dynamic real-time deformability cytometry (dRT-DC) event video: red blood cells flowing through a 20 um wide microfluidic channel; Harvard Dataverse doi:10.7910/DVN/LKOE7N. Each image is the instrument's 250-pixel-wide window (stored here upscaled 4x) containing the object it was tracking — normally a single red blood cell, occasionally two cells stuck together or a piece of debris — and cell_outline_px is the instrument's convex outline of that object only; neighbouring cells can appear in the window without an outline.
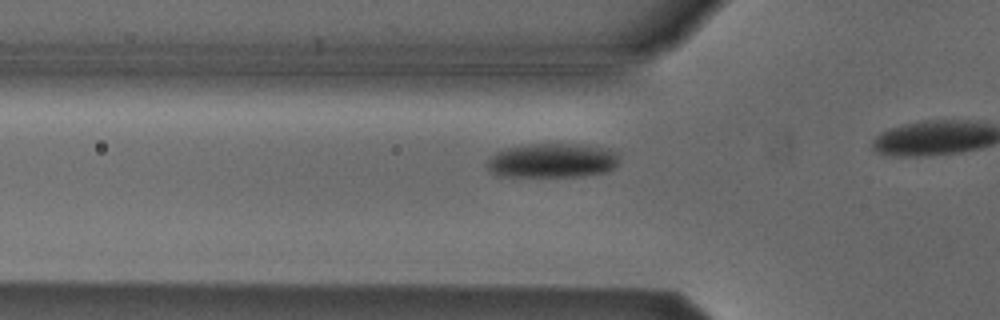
{"species": "Egyptian fruit bat (a non-hibernating species)", "species_latin": "Rousettus aegyptiacus", "temperature_condition": "cold", "stored_images_in_passage": 18, "camera_frame_rate_fps": 3000, "um_per_image_px": 0.085, "animal": {"sex": "male"}, "frame": {"image": 1, "passage_image": 13, "time_ms": 4.0, "image_size_px": [1000, 320], "cell_outline_px": [[620, 160], [608, 172], [580, 176], [496, 176], [488, 168], [488, 160], [496, 152], [508, 148], [532, 144], [588, 144], [608, 148], [616, 152]], "centroid_in_image_um": [47.0, 13.64], "position_along_channel_um": 78.8, "area_um2": 26.47}}
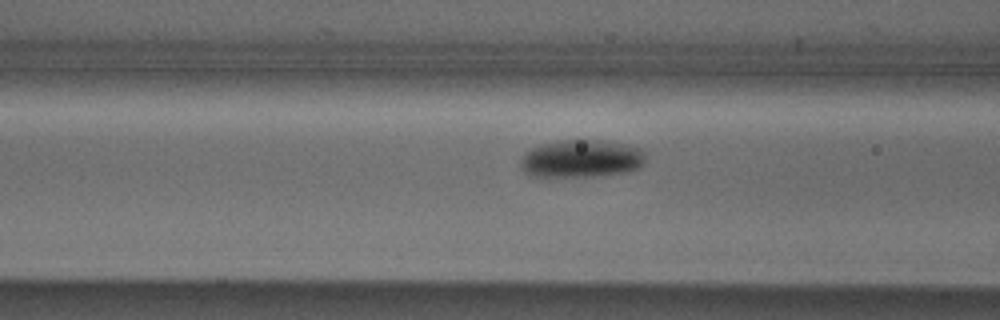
{"frame": {"image": 2, "passage_image": 16, "time_ms": 5.0, "image_size_px": [1000, 320], "cell_outline_px": [[644, 164], [640, 168], [628, 172], [600, 176], [532, 176], [524, 172], [520, 168], [520, 164], [524, 156], [532, 148], [556, 140], [600, 140], [624, 144], [640, 148], [644, 152]], "centroid_in_image_um": [49.45, 13.49], "position_along_channel_um": 117.1, "area_um2": 27.46}}